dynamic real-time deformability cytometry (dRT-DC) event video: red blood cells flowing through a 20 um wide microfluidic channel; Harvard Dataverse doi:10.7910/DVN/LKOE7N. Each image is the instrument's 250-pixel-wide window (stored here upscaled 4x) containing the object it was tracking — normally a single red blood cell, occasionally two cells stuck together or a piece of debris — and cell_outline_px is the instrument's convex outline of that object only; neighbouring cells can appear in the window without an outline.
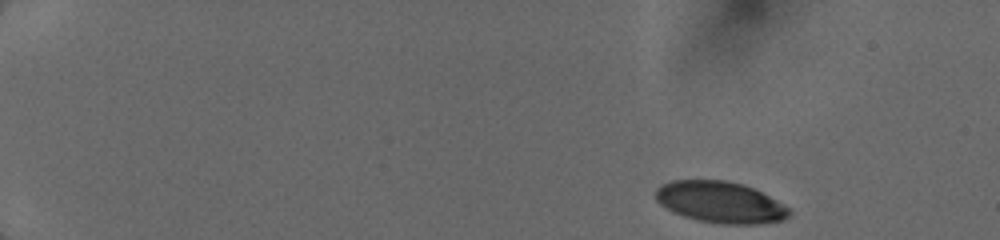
{"species": "human", "species_latin": "Homo sapiens", "temperature_condition": "cold", "stored_images_in_passage": 16, "camera_frame_rate_fps": 3000, "um_per_image_px": 0.085, "donor": {"sex": "female"}, "frame": {"image": 1, "passage_image": 1, "time_ms": 0.0, "image_size_px": [1000, 240], "cell_outline_px": [[792, 216], [784, 220], [760, 224], [724, 224], [700, 220], [684, 216], [660, 204], [656, 200], [656, 188], [660, 184], [672, 180], [724, 180], [740, 184], [752, 188], [784, 204], [792, 212]], "centroid_in_image_um": [61.25, 17.19], "position_along_channel_um": 23.7, "area_um2": 32.02}}
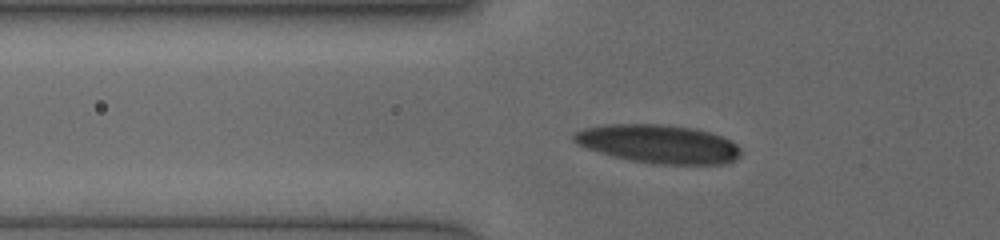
{"frame": {"image": 2, "passage_image": 11, "time_ms": 4.333, "image_size_px": [1000, 240], "cell_outline_px": [[740, 156], [736, 160], [724, 164], [652, 164], [612, 156], [576, 144], [572, 140], [572, 136], [576, 132], [584, 128], [608, 124], [660, 124], [692, 128], [708, 132], [720, 136], [736, 144], [740, 148]], "centroid_in_image_um": [55.96, 12.24], "position_along_channel_um": 69.8, "area_um2": 37.28}}
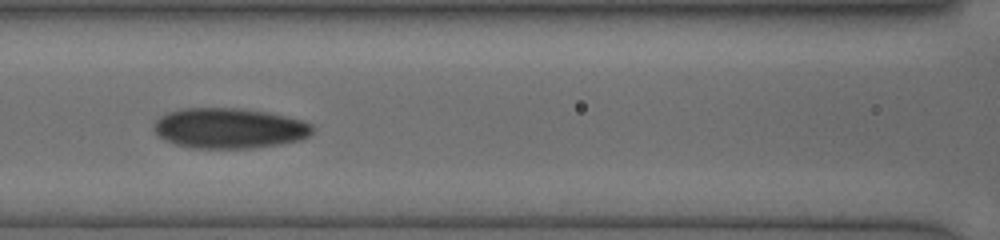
{"frame": {"image": 3, "passage_image": 16, "time_ms": 6.333, "image_size_px": [1000, 240], "cell_outline_px": [[312, 132], [308, 136], [300, 140], [280, 144], [252, 148], [192, 148], [176, 144], [164, 140], [156, 136], [152, 128], [152, 124], [160, 116], [168, 112], [180, 108], [236, 108], [264, 112], [284, 116], [300, 120], [312, 124]], "centroid_in_image_um": [19.41, 10.9], "position_along_channel_um": 147.2, "area_um2": 37.34}}